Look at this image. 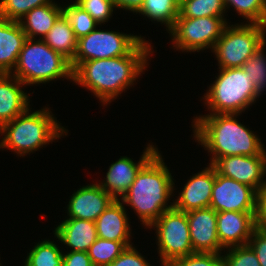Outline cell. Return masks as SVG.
Returning a JSON list of instances; mask_svg holds the SVG:
<instances>
[{
  "label": "cell",
  "mask_w": 266,
  "mask_h": 266,
  "mask_svg": "<svg viewBox=\"0 0 266 266\" xmlns=\"http://www.w3.org/2000/svg\"><path fill=\"white\" fill-rule=\"evenodd\" d=\"M151 48L143 39L126 56L81 62L73 70V81L87 87L104 105L108 104L145 70Z\"/></svg>",
  "instance_id": "cell-1"
},
{
  "label": "cell",
  "mask_w": 266,
  "mask_h": 266,
  "mask_svg": "<svg viewBox=\"0 0 266 266\" xmlns=\"http://www.w3.org/2000/svg\"><path fill=\"white\" fill-rule=\"evenodd\" d=\"M236 116L208 114L194 119V137L213 154L210 165L225 156L266 155L261 139L239 123Z\"/></svg>",
  "instance_id": "cell-2"
},
{
  "label": "cell",
  "mask_w": 266,
  "mask_h": 266,
  "mask_svg": "<svg viewBox=\"0 0 266 266\" xmlns=\"http://www.w3.org/2000/svg\"><path fill=\"white\" fill-rule=\"evenodd\" d=\"M172 175L157 152L137 173L129 190L121 202L136 211L144 226L149 227L166 210L173 208L167 204L174 191Z\"/></svg>",
  "instance_id": "cell-3"
},
{
  "label": "cell",
  "mask_w": 266,
  "mask_h": 266,
  "mask_svg": "<svg viewBox=\"0 0 266 266\" xmlns=\"http://www.w3.org/2000/svg\"><path fill=\"white\" fill-rule=\"evenodd\" d=\"M29 108L0 128L4 135L0 148H8L23 156L66 135L49 108L29 113Z\"/></svg>",
  "instance_id": "cell-4"
},
{
  "label": "cell",
  "mask_w": 266,
  "mask_h": 266,
  "mask_svg": "<svg viewBox=\"0 0 266 266\" xmlns=\"http://www.w3.org/2000/svg\"><path fill=\"white\" fill-rule=\"evenodd\" d=\"M14 71L11 74L25 85L47 83L61 77L73 80L70 61L42 39H26Z\"/></svg>",
  "instance_id": "cell-5"
},
{
  "label": "cell",
  "mask_w": 266,
  "mask_h": 266,
  "mask_svg": "<svg viewBox=\"0 0 266 266\" xmlns=\"http://www.w3.org/2000/svg\"><path fill=\"white\" fill-rule=\"evenodd\" d=\"M204 96L210 114H239L257 99L253 82L242 67L223 68ZM214 112V113H213Z\"/></svg>",
  "instance_id": "cell-6"
},
{
  "label": "cell",
  "mask_w": 266,
  "mask_h": 266,
  "mask_svg": "<svg viewBox=\"0 0 266 266\" xmlns=\"http://www.w3.org/2000/svg\"><path fill=\"white\" fill-rule=\"evenodd\" d=\"M266 25L246 23L225 26L212 51L219 69L242 67L248 58L266 41Z\"/></svg>",
  "instance_id": "cell-7"
},
{
  "label": "cell",
  "mask_w": 266,
  "mask_h": 266,
  "mask_svg": "<svg viewBox=\"0 0 266 266\" xmlns=\"http://www.w3.org/2000/svg\"><path fill=\"white\" fill-rule=\"evenodd\" d=\"M156 228L162 266L195 253L191 244L187 214L174 207L166 210L149 228Z\"/></svg>",
  "instance_id": "cell-8"
},
{
  "label": "cell",
  "mask_w": 266,
  "mask_h": 266,
  "mask_svg": "<svg viewBox=\"0 0 266 266\" xmlns=\"http://www.w3.org/2000/svg\"><path fill=\"white\" fill-rule=\"evenodd\" d=\"M142 40L141 36L95 29L78 39L76 54L70 62L72 70L81 62L126 56Z\"/></svg>",
  "instance_id": "cell-9"
},
{
  "label": "cell",
  "mask_w": 266,
  "mask_h": 266,
  "mask_svg": "<svg viewBox=\"0 0 266 266\" xmlns=\"http://www.w3.org/2000/svg\"><path fill=\"white\" fill-rule=\"evenodd\" d=\"M227 25L224 17H177L170 30L173 47L186 52H199L206 48L213 49Z\"/></svg>",
  "instance_id": "cell-10"
},
{
  "label": "cell",
  "mask_w": 266,
  "mask_h": 266,
  "mask_svg": "<svg viewBox=\"0 0 266 266\" xmlns=\"http://www.w3.org/2000/svg\"><path fill=\"white\" fill-rule=\"evenodd\" d=\"M257 192L250 186L224 177L215 170L210 207L216 212H256Z\"/></svg>",
  "instance_id": "cell-11"
},
{
  "label": "cell",
  "mask_w": 266,
  "mask_h": 266,
  "mask_svg": "<svg viewBox=\"0 0 266 266\" xmlns=\"http://www.w3.org/2000/svg\"><path fill=\"white\" fill-rule=\"evenodd\" d=\"M212 166L218 174L248 185L256 192L265 183L266 155L225 156L218 158Z\"/></svg>",
  "instance_id": "cell-12"
},
{
  "label": "cell",
  "mask_w": 266,
  "mask_h": 266,
  "mask_svg": "<svg viewBox=\"0 0 266 266\" xmlns=\"http://www.w3.org/2000/svg\"><path fill=\"white\" fill-rule=\"evenodd\" d=\"M186 214L193 251L221 254L223 247L217 234V212L211 207H206Z\"/></svg>",
  "instance_id": "cell-13"
},
{
  "label": "cell",
  "mask_w": 266,
  "mask_h": 266,
  "mask_svg": "<svg viewBox=\"0 0 266 266\" xmlns=\"http://www.w3.org/2000/svg\"><path fill=\"white\" fill-rule=\"evenodd\" d=\"M157 152L158 149L149 144L138 163L133 162L132 159L126 156L119 158V160L109 166L105 182L103 181L99 185L115 200L120 199L118 197H122L129 190L140 169Z\"/></svg>",
  "instance_id": "cell-14"
},
{
  "label": "cell",
  "mask_w": 266,
  "mask_h": 266,
  "mask_svg": "<svg viewBox=\"0 0 266 266\" xmlns=\"http://www.w3.org/2000/svg\"><path fill=\"white\" fill-rule=\"evenodd\" d=\"M256 212H217V234L223 249L247 245L255 229Z\"/></svg>",
  "instance_id": "cell-15"
},
{
  "label": "cell",
  "mask_w": 266,
  "mask_h": 266,
  "mask_svg": "<svg viewBox=\"0 0 266 266\" xmlns=\"http://www.w3.org/2000/svg\"><path fill=\"white\" fill-rule=\"evenodd\" d=\"M114 200L98 183L84 186L74 192L69 200V218L95 222Z\"/></svg>",
  "instance_id": "cell-16"
},
{
  "label": "cell",
  "mask_w": 266,
  "mask_h": 266,
  "mask_svg": "<svg viewBox=\"0 0 266 266\" xmlns=\"http://www.w3.org/2000/svg\"><path fill=\"white\" fill-rule=\"evenodd\" d=\"M214 181L215 168L209 165L187 181L178 199L173 202V207L186 213L210 207Z\"/></svg>",
  "instance_id": "cell-17"
},
{
  "label": "cell",
  "mask_w": 266,
  "mask_h": 266,
  "mask_svg": "<svg viewBox=\"0 0 266 266\" xmlns=\"http://www.w3.org/2000/svg\"><path fill=\"white\" fill-rule=\"evenodd\" d=\"M21 85L25 84L15 76L0 74V128L29 108V94L21 90Z\"/></svg>",
  "instance_id": "cell-18"
},
{
  "label": "cell",
  "mask_w": 266,
  "mask_h": 266,
  "mask_svg": "<svg viewBox=\"0 0 266 266\" xmlns=\"http://www.w3.org/2000/svg\"><path fill=\"white\" fill-rule=\"evenodd\" d=\"M27 36L18 21L0 18V74H11Z\"/></svg>",
  "instance_id": "cell-19"
},
{
  "label": "cell",
  "mask_w": 266,
  "mask_h": 266,
  "mask_svg": "<svg viewBox=\"0 0 266 266\" xmlns=\"http://www.w3.org/2000/svg\"><path fill=\"white\" fill-rule=\"evenodd\" d=\"M54 232L71 251L87 252L98 238L95 222L76 218L66 219Z\"/></svg>",
  "instance_id": "cell-20"
},
{
  "label": "cell",
  "mask_w": 266,
  "mask_h": 266,
  "mask_svg": "<svg viewBox=\"0 0 266 266\" xmlns=\"http://www.w3.org/2000/svg\"><path fill=\"white\" fill-rule=\"evenodd\" d=\"M120 200H114L95 220L97 235L101 239L130 242V225Z\"/></svg>",
  "instance_id": "cell-21"
},
{
  "label": "cell",
  "mask_w": 266,
  "mask_h": 266,
  "mask_svg": "<svg viewBox=\"0 0 266 266\" xmlns=\"http://www.w3.org/2000/svg\"><path fill=\"white\" fill-rule=\"evenodd\" d=\"M61 15L62 7L51 1L49 4L33 8L18 22L27 38L35 39L36 35H40V39H43Z\"/></svg>",
  "instance_id": "cell-22"
},
{
  "label": "cell",
  "mask_w": 266,
  "mask_h": 266,
  "mask_svg": "<svg viewBox=\"0 0 266 266\" xmlns=\"http://www.w3.org/2000/svg\"><path fill=\"white\" fill-rule=\"evenodd\" d=\"M42 40L70 62L74 59L77 51L78 39L69 21L63 14L57 19L53 27Z\"/></svg>",
  "instance_id": "cell-23"
},
{
  "label": "cell",
  "mask_w": 266,
  "mask_h": 266,
  "mask_svg": "<svg viewBox=\"0 0 266 266\" xmlns=\"http://www.w3.org/2000/svg\"><path fill=\"white\" fill-rule=\"evenodd\" d=\"M181 0H144L138 11L153 21L162 22L170 31L179 15Z\"/></svg>",
  "instance_id": "cell-24"
},
{
  "label": "cell",
  "mask_w": 266,
  "mask_h": 266,
  "mask_svg": "<svg viewBox=\"0 0 266 266\" xmlns=\"http://www.w3.org/2000/svg\"><path fill=\"white\" fill-rule=\"evenodd\" d=\"M226 9L224 0H183L178 17H223Z\"/></svg>",
  "instance_id": "cell-25"
},
{
  "label": "cell",
  "mask_w": 266,
  "mask_h": 266,
  "mask_svg": "<svg viewBox=\"0 0 266 266\" xmlns=\"http://www.w3.org/2000/svg\"><path fill=\"white\" fill-rule=\"evenodd\" d=\"M130 242H118L97 238L87 253L94 266H108L128 247Z\"/></svg>",
  "instance_id": "cell-26"
},
{
  "label": "cell",
  "mask_w": 266,
  "mask_h": 266,
  "mask_svg": "<svg viewBox=\"0 0 266 266\" xmlns=\"http://www.w3.org/2000/svg\"><path fill=\"white\" fill-rule=\"evenodd\" d=\"M24 266H63V253L54 242L44 240L30 251Z\"/></svg>",
  "instance_id": "cell-27"
},
{
  "label": "cell",
  "mask_w": 266,
  "mask_h": 266,
  "mask_svg": "<svg viewBox=\"0 0 266 266\" xmlns=\"http://www.w3.org/2000/svg\"><path fill=\"white\" fill-rule=\"evenodd\" d=\"M62 14L71 25L77 39L88 35L99 25L92 16L75 2L62 8Z\"/></svg>",
  "instance_id": "cell-28"
},
{
  "label": "cell",
  "mask_w": 266,
  "mask_h": 266,
  "mask_svg": "<svg viewBox=\"0 0 266 266\" xmlns=\"http://www.w3.org/2000/svg\"><path fill=\"white\" fill-rule=\"evenodd\" d=\"M266 42L257 49L253 55L242 65V69L248 73V77L253 82L257 96L261 95L266 88V56L264 47Z\"/></svg>",
  "instance_id": "cell-29"
},
{
  "label": "cell",
  "mask_w": 266,
  "mask_h": 266,
  "mask_svg": "<svg viewBox=\"0 0 266 266\" xmlns=\"http://www.w3.org/2000/svg\"><path fill=\"white\" fill-rule=\"evenodd\" d=\"M225 6H233L248 23L266 25V0H224Z\"/></svg>",
  "instance_id": "cell-30"
},
{
  "label": "cell",
  "mask_w": 266,
  "mask_h": 266,
  "mask_svg": "<svg viewBox=\"0 0 266 266\" xmlns=\"http://www.w3.org/2000/svg\"><path fill=\"white\" fill-rule=\"evenodd\" d=\"M53 0H1L0 18L19 21L35 7L49 4Z\"/></svg>",
  "instance_id": "cell-31"
},
{
  "label": "cell",
  "mask_w": 266,
  "mask_h": 266,
  "mask_svg": "<svg viewBox=\"0 0 266 266\" xmlns=\"http://www.w3.org/2000/svg\"><path fill=\"white\" fill-rule=\"evenodd\" d=\"M164 266H224L223 255L195 252L169 261Z\"/></svg>",
  "instance_id": "cell-32"
},
{
  "label": "cell",
  "mask_w": 266,
  "mask_h": 266,
  "mask_svg": "<svg viewBox=\"0 0 266 266\" xmlns=\"http://www.w3.org/2000/svg\"><path fill=\"white\" fill-rule=\"evenodd\" d=\"M227 250L229 253L223 255L224 266H260L255 252L248 244Z\"/></svg>",
  "instance_id": "cell-33"
},
{
  "label": "cell",
  "mask_w": 266,
  "mask_h": 266,
  "mask_svg": "<svg viewBox=\"0 0 266 266\" xmlns=\"http://www.w3.org/2000/svg\"><path fill=\"white\" fill-rule=\"evenodd\" d=\"M75 3L99 24L107 22L115 8L113 0H76Z\"/></svg>",
  "instance_id": "cell-34"
},
{
  "label": "cell",
  "mask_w": 266,
  "mask_h": 266,
  "mask_svg": "<svg viewBox=\"0 0 266 266\" xmlns=\"http://www.w3.org/2000/svg\"><path fill=\"white\" fill-rule=\"evenodd\" d=\"M108 266H150L147 260L135 249L128 246L118 258Z\"/></svg>",
  "instance_id": "cell-35"
},
{
  "label": "cell",
  "mask_w": 266,
  "mask_h": 266,
  "mask_svg": "<svg viewBox=\"0 0 266 266\" xmlns=\"http://www.w3.org/2000/svg\"><path fill=\"white\" fill-rule=\"evenodd\" d=\"M248 245L255 252L260 266H266V230L255 228Z\"/></svg>",
  "instance_id": "cell-36"
},
{
  "label": "cell",
  "mask_w": 266,
  "mask_h": 266,
  "mask_svg": "<svg viewBox=\"0 0 266 266\" xmlns=\"http://www.w3.org/2000/svg\"><path fill=\"white\" fill-rule=\"evenodd\" d=\"M255 228L266 230V181L257 190Z\"/></svg>",
  "instance_id": "cell-37"
},
{
  "label": "cell",
  "mask_w": 266,
  "mask_h": 266,
  "mask_svg": "<svg viewBox=\"0 0 266 266\" xmlns=\"http://www.w3.org/2000/svg\"><path fill=\"white\" fill-rule=\"evenodd\" d=\"M63 266H94L87 252L70 251L63 254Z\"/></svg>",
  "instance_id": "cell-38"
},
{
  "label": "cell",
  "mask_w": 266,
  "mask_h": 266,
  "mask_svg": "<svg viewBox=\"0 0 266 266\" xmlns=\"http://www.w3.org/2000/svg\"><path fill=\"white\" fill-rule=\"evenodd\" d=\"M144 0H113L115 8H122L138 13Z\"/></svg>",
  "instance_id": "cell-39"
}]
</instances>
